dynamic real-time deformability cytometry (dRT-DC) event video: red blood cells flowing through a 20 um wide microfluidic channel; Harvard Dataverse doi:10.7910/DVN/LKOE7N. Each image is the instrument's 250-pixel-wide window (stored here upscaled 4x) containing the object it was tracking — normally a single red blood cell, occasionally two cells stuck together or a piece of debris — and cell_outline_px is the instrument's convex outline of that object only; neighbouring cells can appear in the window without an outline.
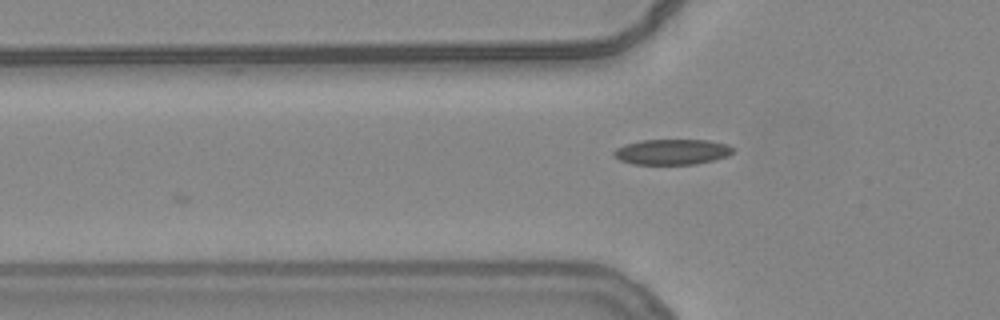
{"species": "common noctule bat (a hibernating species)", "species_latin": "Nyctalus noctula", "temperature_condition": "warm", "stored_images_in_passage": 10, "camera_frame_rate_fps": 3000, "um_per_image_px": 0.085, "animal": {"sex": "female", "body_mass_g": 24.6, "forearm_length_mm": 56.2}, "frame": {"image": 1, "passage_image": 2, "time_ms": 0.333, "image_size_px": [1000, 320], "cell_outline_px": [[736, 148], [728, 156], [696, 164], [632, 164], [620, 160], [612, 156], [612, 152], [616, 148], [624, 144], [640, 140], [708, 140], [728, 144]], "centroid_in_image_um": [57.1, 12.9], "position_along_channel_um": 68.7, "area_um2": 17.86}}
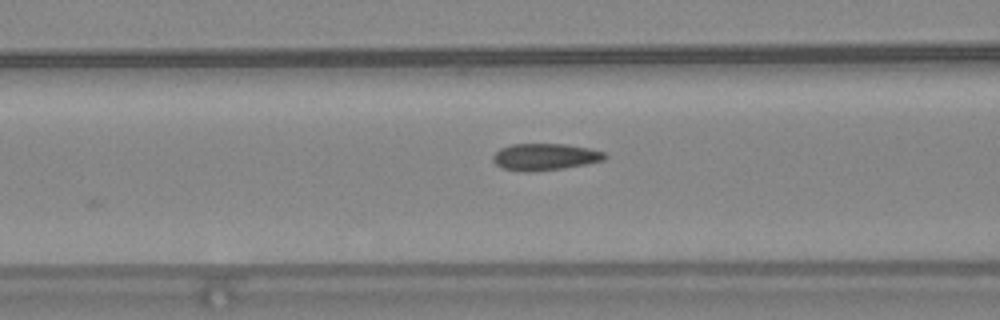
{"frame": {"image": 2, "passage_image": 6, "time_ms": 1.667, "image_size_px": [1000, 320], "cell_outline_px": [[608, 156], [604, 160], [588, 164], [564, 168], [532, 172], [520, 172], [500, 168], [492, 160], [492, 156], [500, 148], [512, 144], [568, 144], [588, 148], [604, 152]], "centroid_in_image_um": [46.3, 13.34], "position_along_channel_um": 120.3, "area_um2": 17.74}}